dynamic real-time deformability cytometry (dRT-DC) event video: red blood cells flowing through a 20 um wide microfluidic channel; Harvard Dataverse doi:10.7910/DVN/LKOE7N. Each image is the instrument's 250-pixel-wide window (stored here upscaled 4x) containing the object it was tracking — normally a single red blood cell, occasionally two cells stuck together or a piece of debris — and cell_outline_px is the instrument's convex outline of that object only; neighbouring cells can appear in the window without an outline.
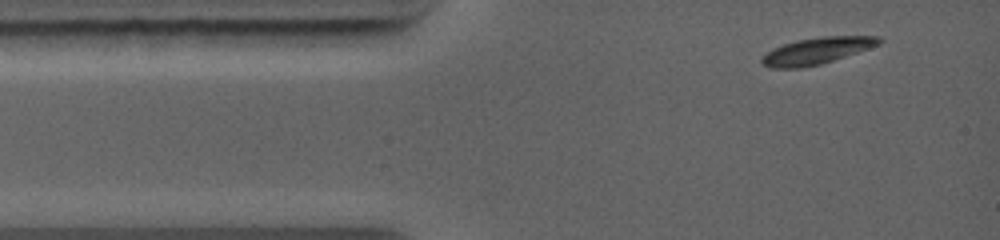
{"species": "common noctule bat (a hibernating species)", "species_latin": "Nyctalus noctula", "temperature_condition": "warm", "stored_images_in_passage": 3, "camera_frame_rate_fps": 5000, "um_per_image_px": 0.085, "animal": {"sex": "female", "body_mass_g": 19.0, "forearm_length_mm": 56.7}, "frame": {"image": 1, "passage_image": 1, "time_ms": 0.0, "image_size_px": [1000, 240], "cell_outline_px": [[884, 40], [880, 44], [820, 64], [800, 68], [772, 68], [764, 64], [760, 60], [760, 56], [772, 48], [796, 40], [824, 36], [880, 36]], "centroid_in_image_um": [69.39, 4.31], "position_along_channel_um": 15.6, "area_um2": 18.03}}
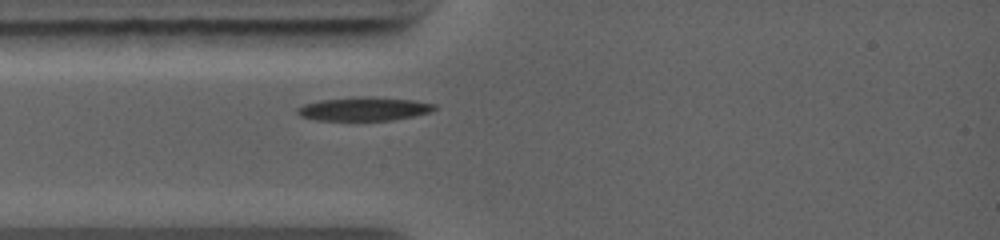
{"frame": {"image": 2, "passage_image": 3, "time_ms": 1.8, "image_size_px": [1000, 240], "cell_outline_px": [[436, 108], [428, 112], [412, 116], [392, 120], [316, 120], [300, 116], [296, 112], [296, 108], [304, 104], [320, 100], [356, 96], [372, 96], [412, 100], [436, 104]], "centroid_in_image_um": [30.89, 9.24], "position_along_channel_um": 54.1, "area_um2": 18.9}}